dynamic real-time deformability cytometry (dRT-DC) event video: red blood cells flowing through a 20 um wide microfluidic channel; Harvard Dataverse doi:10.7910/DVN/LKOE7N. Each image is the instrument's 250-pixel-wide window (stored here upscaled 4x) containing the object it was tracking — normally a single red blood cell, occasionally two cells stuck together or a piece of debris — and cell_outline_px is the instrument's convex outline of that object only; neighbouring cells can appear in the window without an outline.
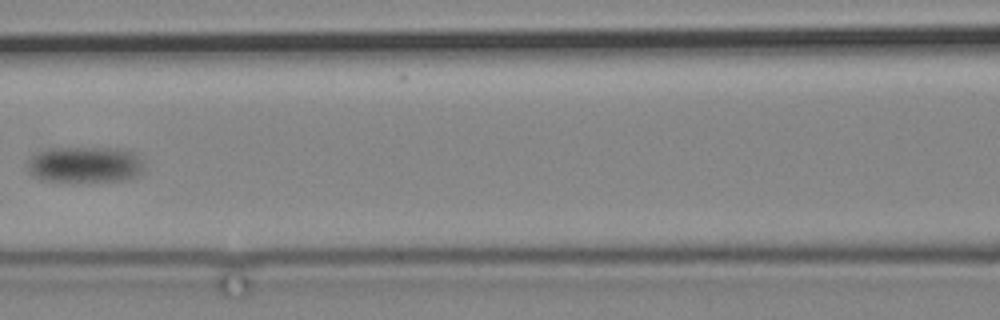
{"species": "common noctule bat (a hibernating species)", "species_latin": "Nyctalus noctula", "temperature_condition": "cold", "stored_images_in_passage": 24, "camera_frame_rate_fps": 3000, "um_per_image_px": 0.085, "animal": {"sex": "male", "body_mass_g": 19.2, "forearm_length_mm": 51.8}, "frame": {"image": 1, "passage_image": 15, "time_ms": 17.667, "image_size_px": [1000, 320], "cell_outline_px": [[140, 172], [136, 176], [128, 180], [48, 180], [32, 176], [28, 168], [28, 160], [36, 152], [48, 148], [120, 148], [136, 152], [140, 160]], "centroid_in_image_um": [7.2, 13.95], "position_along_channel_um": 159.4, "area_um2": 24.04}}
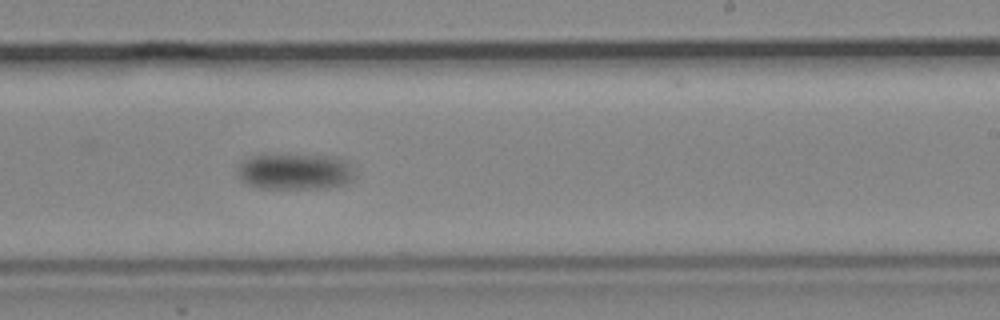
{"frame": {"image": 2, "passage_image": 18, "time_ms": 21.667, "image_size_px": [1000, 320], "cell_outline_px": [[356, 176], [352, 180], [344, 184], [328, 188], [256, 188], [240, 180], [236, 172], [236, 164], [240, 160], [248, 156], [280, 152], [288, 152], [336, 156], [352, 164]], "centroid_in_image_um": [25.03, 14.52], "position_along_channel_um": 264.0, "area_um2": 26.3}}